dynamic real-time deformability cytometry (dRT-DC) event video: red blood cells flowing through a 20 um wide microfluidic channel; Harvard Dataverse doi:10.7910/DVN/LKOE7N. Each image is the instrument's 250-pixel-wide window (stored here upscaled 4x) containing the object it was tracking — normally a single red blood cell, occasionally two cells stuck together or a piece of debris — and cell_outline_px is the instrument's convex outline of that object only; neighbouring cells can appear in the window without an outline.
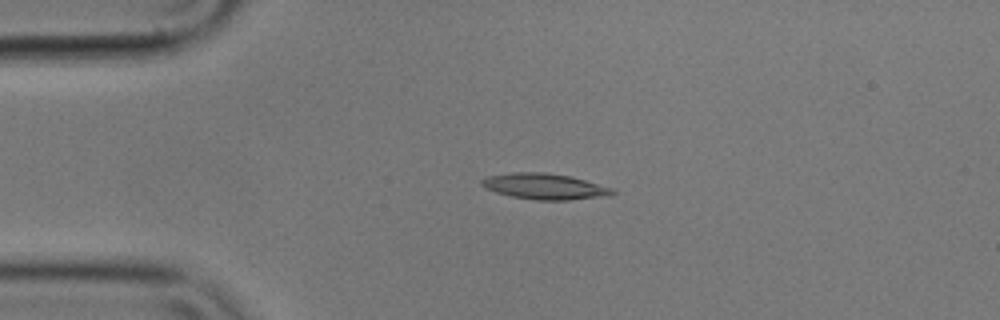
{"species": "common noctule bat (a hibernating species)", "species_latin": "Nyctalus noctula", "temperature_condition": "cold", "stored_images_in_passage": 6, "camera_frame_rate_fps": 3000, "um_per_image_px": 0.085, "animal": {"sex": "male", "body_mass_g": 17.9}, "frame": {"image": 1, "passage_image": 4, "time_ms": 1.0, "image_size_px": [1000, 320], "cell_outline_px": [[616, 192], [612, 196], [568, 200], [536, 200], [512, 196], [496, 192], [484, 188], [480, 184], [480, 180], [488, 176], [512, 172], [544, 172], [572, 176], [616, 188]], "centroid_in_image_um": [46.37, 15.84], "position_along_channel_um": 38.6, "area_um2": 20.11}}